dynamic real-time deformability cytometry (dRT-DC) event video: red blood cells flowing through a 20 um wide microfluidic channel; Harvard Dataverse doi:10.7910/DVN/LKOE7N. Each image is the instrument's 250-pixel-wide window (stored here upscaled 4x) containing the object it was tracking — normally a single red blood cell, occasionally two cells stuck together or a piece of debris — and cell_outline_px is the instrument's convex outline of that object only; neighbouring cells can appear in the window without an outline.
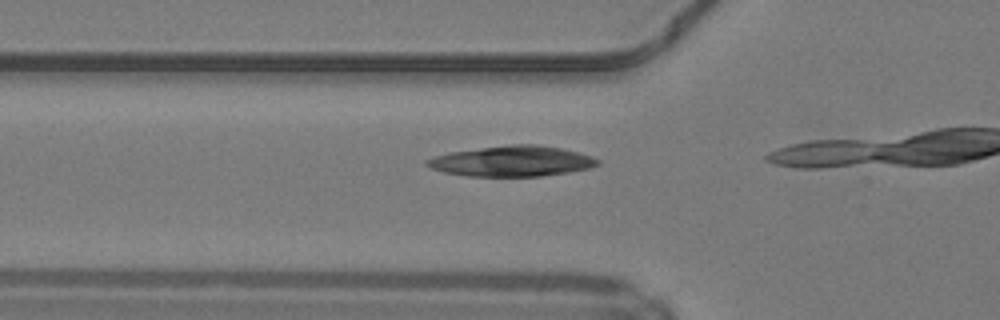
{"species": "common noctule bat (a hibernating species)", "species_latin": "Nyctalus noctula", "temperature_condition": "warm", "stored_images_in_passage": 15, "camera_frame_rate_fps": 3000, "um_per_image_px": 0.085, "animal": {"sex": "male", "body_mass_g": 19.2, "forearm_length_mm": 51.8}, "frame": {"image": 1, "passage_image": 13, "time_ms": 4.0, "image_size_px": [1000, 320], "cell_outline_px": [[600, 164], [592, 168], [568, 172], [540, 176], [468, 176], [444, 172], [432, 168], [424, 164], [424, 160], [448, 152], [508, 144], [536, 144], [560, 148], [592, 156], [600, 160]], "centroid_in_image_um": [43.52, 13.69], "position_along_channel_um": 82.3, "area_um2": 30.4}}